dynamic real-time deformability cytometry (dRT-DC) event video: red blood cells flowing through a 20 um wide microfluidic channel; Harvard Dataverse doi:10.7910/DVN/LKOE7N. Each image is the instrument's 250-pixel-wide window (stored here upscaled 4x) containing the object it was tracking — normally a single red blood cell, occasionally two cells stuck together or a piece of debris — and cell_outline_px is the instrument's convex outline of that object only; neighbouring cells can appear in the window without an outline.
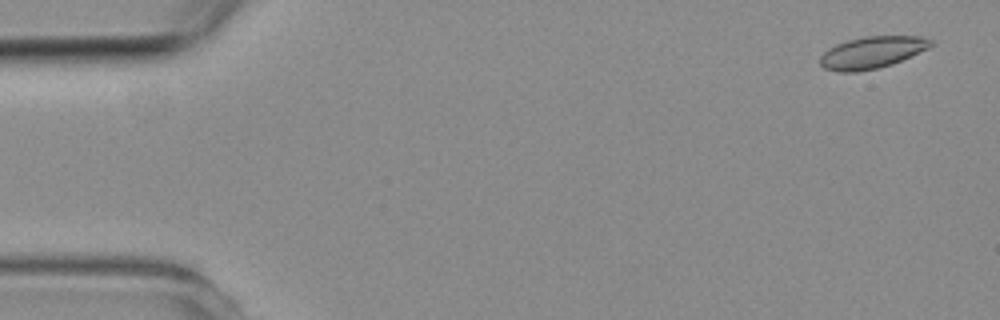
{"species": "common noctule bat (a hibernating species)", "species_latin": "Nyctalus noctula", "temperature_condition": "room temperature", "stored_images_in_passage": 5, "camera_frame_rate_fps": 3000, "um_per_image_px": 0.085, "animal": {"sex": "female", "body_mass_g": 19.3, "forearm_length_mm": 54.1}, "frame": {"image": 1, "passage_image": 1, "time_ms": 0.0, "image_size_px": [1000, 320], "cell_outline_px": [[932, 44], [928, 48], [892, 64], [876, 68], [856, 72], [840, 72], [824, 68], [820, 64], [820, 56], [828, 48], [836, 44], [848, 40], [864, 36], [920, 36], [932, 40]], "centroid_in_image_um": [74.08, 4.45], "position_along_channel_um": 10.9, "area_um2": 20.4}}
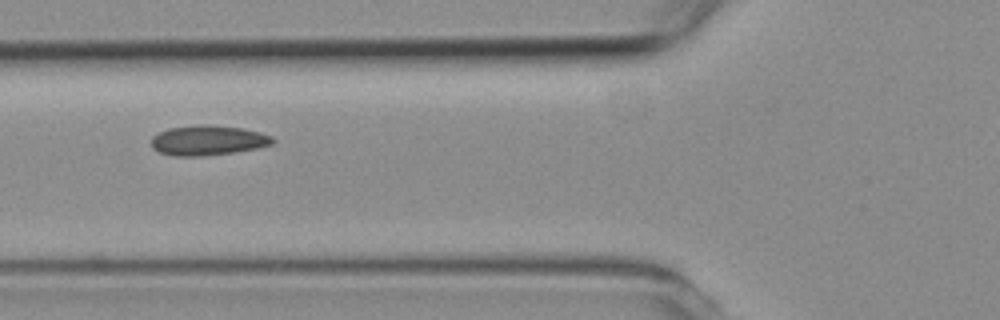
{"frame": {"image": 2, "passage_image": 5, "time_ms": 5.667, "image_size_px": [1000, 320], "cell_outline_px": [[276, 140], [272, 144], [256, 148], [232, 152], [200, 156], [176, 156], [160, 152], [152, 148], [152, 136], [168, 128], [204, 124], [208, 124], [244, 128], [260, 132], [272, 136]], "centroid_in_image_um": [17.69, 11.92], "position_along_channel_um": 108.1, "area_um2": 21.1}}